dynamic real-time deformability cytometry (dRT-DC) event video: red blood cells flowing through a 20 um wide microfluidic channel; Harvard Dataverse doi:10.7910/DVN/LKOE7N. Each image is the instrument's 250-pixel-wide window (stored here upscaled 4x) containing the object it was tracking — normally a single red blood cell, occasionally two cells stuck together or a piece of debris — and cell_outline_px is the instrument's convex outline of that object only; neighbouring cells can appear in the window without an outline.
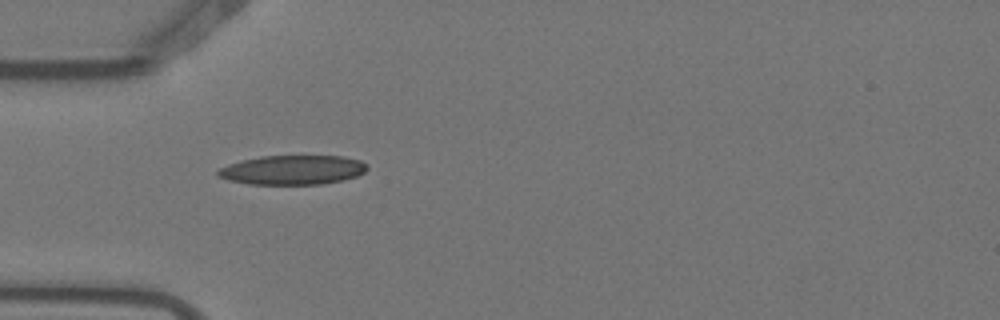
{"species": "Egyptian fruit bat (a non-hibernating species)", "species_latin": "Rousettus aegyptiacus", "temperature_condition": "warm", "stored_images_in_passage": 2, "camera_frame_rate_fps": 3000, "um_per_image_px": 0.085, "animal": {"sex": "female"}, "frame": {"image": 1, "passage_image": 1, "time_ms": 0.0, "image_size_px": [1000, 320], "cell_outline_px": [[368, 168], [364, 172], [356, 176], [340, 180], [320, 184], [248, 184], [228, 180], [216, 176], [216, 172], [220, 168], [228, 164], [240, 160], [260, 156], [344, 156], [360, 160]], "centroid_in_image_um": [24.81, 14.44], "position_along_channel_um": 60.2, "area_um2": 25.49}}
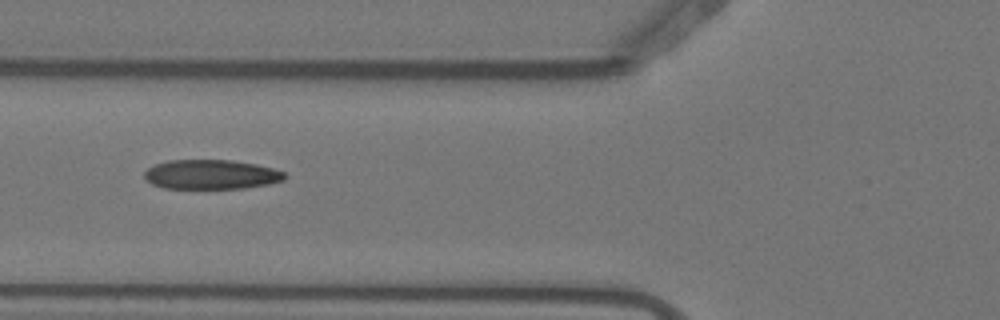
{"frame": {"image": 2, "passage_image": 2, "time_ms": 0.333, "image_size_px": [1000, 320], "cell_outline_px": [[288, 176], [284, 180], [268, 184], [244, 188], [164, 188], [152, 184], [144, 176], [144, 172], [148, 168], [156, 164], [168, 160], [228, 160], [256, 164], [272, 168], [284, 172]], "centroid_in_image_um": [17.96, 14.83], "position_along_channel_um": 107.8, "area_um2": 23.99}}